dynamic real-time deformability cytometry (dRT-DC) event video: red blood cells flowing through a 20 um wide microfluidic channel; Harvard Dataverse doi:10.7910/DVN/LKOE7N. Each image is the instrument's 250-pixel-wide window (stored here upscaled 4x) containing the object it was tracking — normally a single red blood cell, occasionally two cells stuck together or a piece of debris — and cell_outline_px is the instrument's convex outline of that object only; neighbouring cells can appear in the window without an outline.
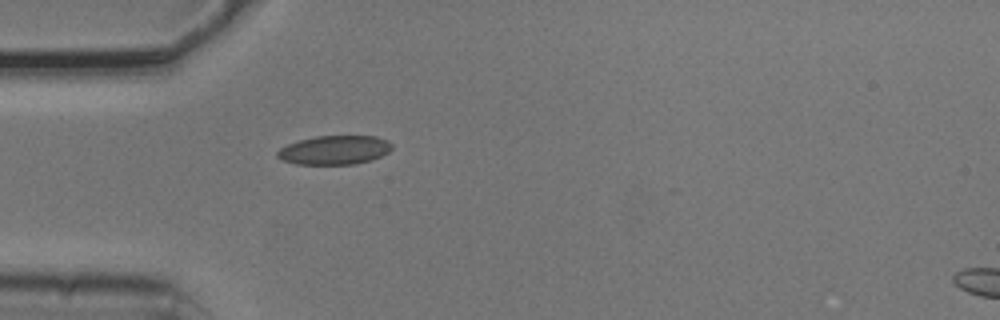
{"species": "common noctule bat (a hibernating species)", "species_latin": "Nyctalus noctula", "temperature_condition": "cold", "stored_images_in_passage": 2, "segment_of_instrument_passage": [1, 2], "camera_frame_rate_fps": 3000, "um_per_image_px": 0.085, "animal": {"sex": "male", "body_mass_g": 20.5, "forearm_length_mm": 52.5}, "frame": {"image": 1, "passage_image": 1, "time_ms": 0.0, "image_size_px": [1000, 320], "cell_outline_px": [[392, 148], [388, 152], [372, 160], [356, 164], [296, 164], [284, 160], [276, 156], [276, 152], [280, 148], [288, 144], [300, 140], [316, 136], [376, 136], [388, 140], [392, 144]], "centroid_in_image_um": [28.45, 12.75], "position_along_channel_um": 56.5, "area_um2": 19.31}}